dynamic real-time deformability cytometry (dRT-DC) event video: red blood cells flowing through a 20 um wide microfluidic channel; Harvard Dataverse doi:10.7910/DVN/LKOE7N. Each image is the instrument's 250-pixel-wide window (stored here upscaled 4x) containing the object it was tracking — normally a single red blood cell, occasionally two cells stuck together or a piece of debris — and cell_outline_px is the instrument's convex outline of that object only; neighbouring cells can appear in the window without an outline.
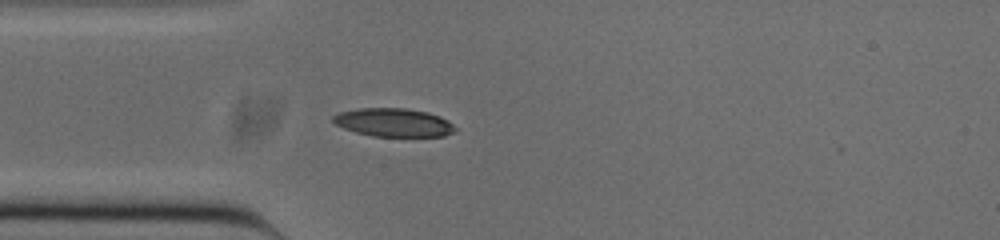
{"species": "common noctule bat (a hibernating species)", "species_latin": "Nyctalus noctula", "temperature_condition": "cold", "stored_images_in_passage": 39, "camera_frame_rate_fps": 3000, "um_per_image_px": 0.085, "animal": {"sex": "male", "body_mass_g": 20.0, "forearm_length_mm": 53.3}, "frame": {"image": 1, "passage_image": 1, "time_ms": 0.0, "image_size_px": [1000, 240], "cell_outline_px": [[456, 132], [444, 136], [372, 136], [356, 132], [344, 128], [336, 124], [332, 120], [332, 116], [340, 112], [360, 108], [408, 108], [428, 112], [440, 116], [448, 120], [456, 128]], "centroid_in_image_um": [33.48, 10.41], "position_along_channel_um": 51.5, "area_um2": 20.23}}
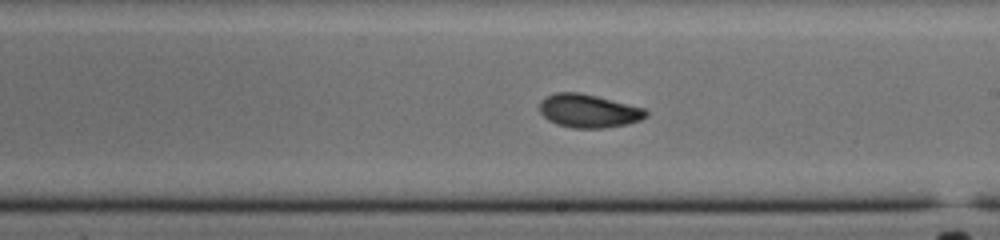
{"frame": {"image": 2, "passage_image": 16, "time_ms": 5.0, "image_size_px": [1000, 240], "cell_outline_px": [[648, 116], [640, 120], [628, 124], [604, 128], [572, 128], [556, 124], [548, 120], [540, 112], [540, 100], [556, 92], [580, 92], [644, 108], [648, 112]], "centroid_in_image_um": [50.03, 9.43], "position_along_channel_um": 239.0, "area_um2": 20.69}}
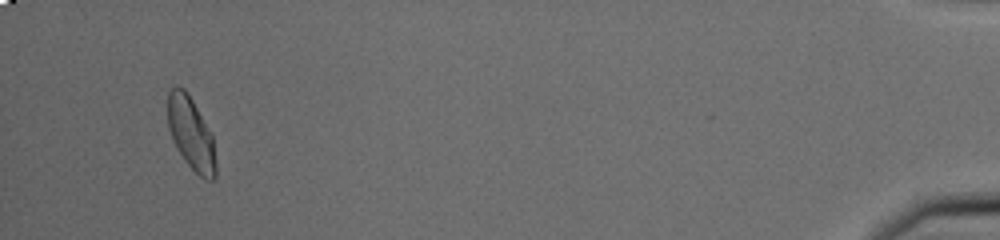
{"frame": {"image": 3, "passage_image": 37, "time_ms": 12.0, "image_size_px": [1000, 240], "cell_outline_px": [[216, 176], [212, 180], [204, 180], [184, 160], [176, 148], [172, 140], [168, 128], [168, 92], [176, 84], [184, 88], [188, 92], [212, 136], [216, 160]], "centroid_in_image_um": [16.22, 11.35], "position_along_channel_um": 419.0, "area_um2": 20.35}, "authors_computed_cell_mechanics": {"area_um2": 20.3456, "velocity_mm_per_s": 3.8371, "shape_relaxation_time_tau1_ms": 6.3965, "shape_relaxation_time_tau2_ms": 2.7344, "deformation_change_tau1": 0.1806, "deformation_change_tau2": 0.0662}}